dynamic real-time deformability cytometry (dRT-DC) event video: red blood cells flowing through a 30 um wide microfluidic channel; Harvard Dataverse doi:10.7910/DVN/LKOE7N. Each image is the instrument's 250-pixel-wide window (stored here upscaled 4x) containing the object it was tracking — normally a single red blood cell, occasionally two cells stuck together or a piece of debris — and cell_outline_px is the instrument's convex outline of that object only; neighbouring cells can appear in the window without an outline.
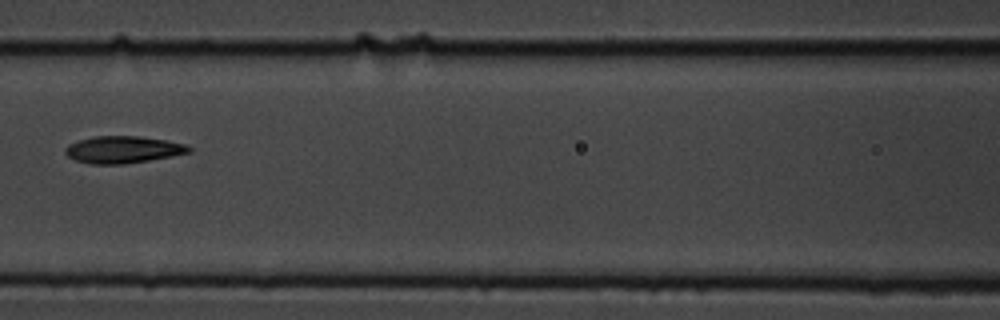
{"species": "common noctule bat (a hibernating species)", "species_latin": "Nyctalus noctula", "temperature_condition": "cold", "stored_images_in_passage": 12, "camera_frame_rate_fps": 3000, "um_per_image_px": 0.085, "animal": {"sex": "male", "body_mass_g": 19.5, "forearm_length_mm": 54.6}, "frame": {"image": 1, "passage_image": 4, "time_ms": 1.0, "image_size_px": [1000, 320], "cell_outline_px": [[192, 152], [172, 156], [124, 164], [88, 164], [76, 160], [68, 156], [64, 152], [64, 148], [68, 144], [92, 136], [136, 136], [164, 140], [188, 144], [192, 148]], "centroid_in_image_um": [10.45, 12.72], "position_along_channel_um": 156.1, "area_um2": 19.54}}
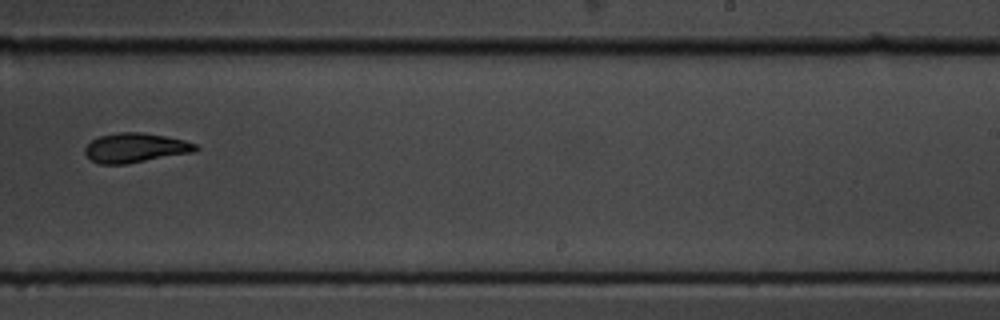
{"frame": {"image": 2, "passage_image": 7, "time_ms": 2.0, "image_size_px": [1000, 320], "cell_outline_px": [[200, 148], [196, 152], [124, 164], [100, 164], [92, 160], [84, 152], [84, 148], [92, 140], [100, 136], [120, 132], [140, 132], [164, 136], [184, 140], [196, 144]], "centroid_in_image_um": [11.53, 12.57], "position_along_channel_um": 277.5, "area_um2": 18.9}}
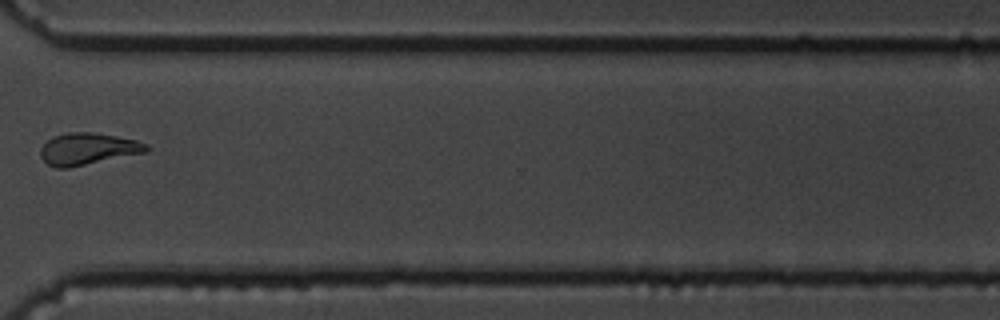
{"frame": {"image": 3, "passage_image": 9, "time_ms": 2.667, "image_size_px": [1000, 320], "cell_outline_px": [[148, 152], [68, 168], [56, 168], [48, 164], [40, 156], [40, 148], [52, 136], [68, 132], [92, 132], [116, 136], [136, 140], [148, 144]], "centroid_in_image_um": [7.46, 12.65], "position_along_channel_um": 363.1, "area_um2": 19.71}}